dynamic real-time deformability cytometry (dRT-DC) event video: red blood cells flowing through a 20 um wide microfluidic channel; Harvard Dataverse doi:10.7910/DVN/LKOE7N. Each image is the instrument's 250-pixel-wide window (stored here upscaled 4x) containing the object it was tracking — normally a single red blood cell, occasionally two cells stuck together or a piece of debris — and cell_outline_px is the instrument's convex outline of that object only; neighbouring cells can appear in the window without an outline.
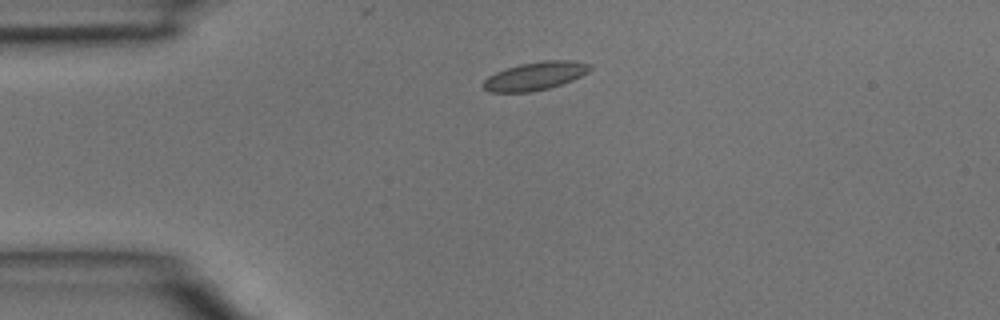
{"species": "common noctule bat (a hibernating species)", "species_latin": "Nyctalus noctula", "temperature_condition": "room temperature", "stored_images_in_passage": 2, "camera_frame_rate_fps": 3000, "um_per_image_px": 0.085, "animal": {"sex": "male", "body_mass_g": 15.6}, "frame": {"image": 1, "passage_image": 1, "time_ms": 0.0, "image_size_px": [1000, 320], "cell_outline_px": [[592, 68], [588, 72], [572, 80], [548, 88], [532, 92], [488, 92], [480, 84], [488, 76], [496, 72], [520, 64], [544, 60], [576, 60], [592, 64]], "centroid_in_image_um": [45.5, 6.45], "position_along_channel_um": 39.5, "area_um2": 17.63}}
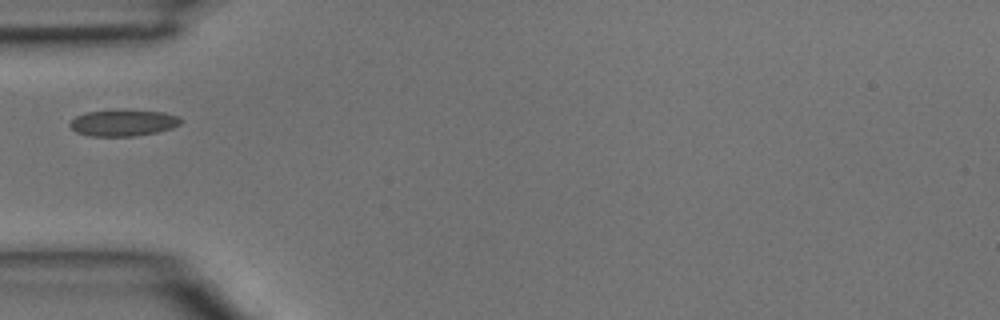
{"frame": {"image": 2, "passage_image": 2, "time_ms": 0.333, "image_size_px": [1000, 320], "cell_outline_px": [[180, 124], [172, 128], [156, 132], [136, 136], [92, 136], [76, 132], [68, 124], [76, 116], [88, 112], [164, 112], [180, 116]], "centroid_in_image_um": [10.48, 10.48], "position_along_channel_um": 74.5, "area_um2": 16.3}}